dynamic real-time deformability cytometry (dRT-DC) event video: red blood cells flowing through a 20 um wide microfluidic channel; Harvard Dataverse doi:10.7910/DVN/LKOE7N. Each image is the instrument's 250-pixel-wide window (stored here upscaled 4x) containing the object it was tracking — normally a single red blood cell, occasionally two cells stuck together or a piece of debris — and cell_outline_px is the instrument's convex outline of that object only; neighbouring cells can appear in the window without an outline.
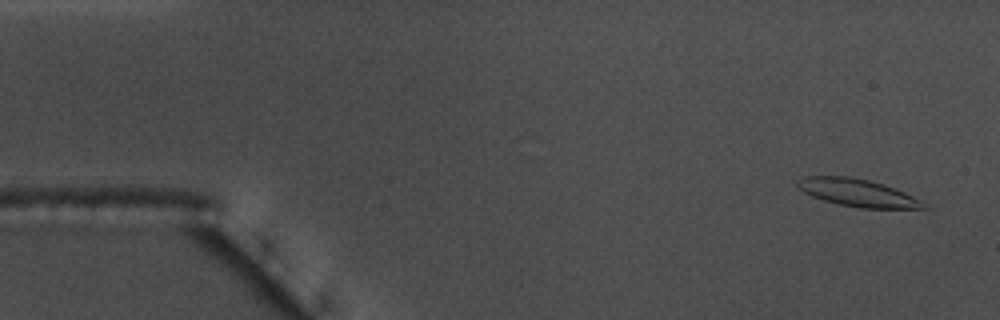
{"species": "common noctule bat (a hibernating species)", "species_latin": "Nyctalus noctula", "temperature_condition": "warm", "stored_images_in_passage": 14, "camera_frame_rate_fps": 3000, "um_per_image_px": 0.085, "animal": {"sex": "male", "body_mass_g": 17.5, "forearm_length_mm": 52.3}, "frame": {"image": 1, "passage_image": 3, "time_ms": 0.667, "image_size_px": [1000, 320], "cell_outline_px": [[928, 208], [860, 208], [836, 204], [812, 196], [804, 192], [796, 184], [796, 180], [804, 176], [848, 176], [868, 180], [884, 184], [904, 192], [920, 200]], "centroid_in_image_um": [72.85, 16.38], "position_along_channel_um": 12.2, "area_um2": 20.06}}